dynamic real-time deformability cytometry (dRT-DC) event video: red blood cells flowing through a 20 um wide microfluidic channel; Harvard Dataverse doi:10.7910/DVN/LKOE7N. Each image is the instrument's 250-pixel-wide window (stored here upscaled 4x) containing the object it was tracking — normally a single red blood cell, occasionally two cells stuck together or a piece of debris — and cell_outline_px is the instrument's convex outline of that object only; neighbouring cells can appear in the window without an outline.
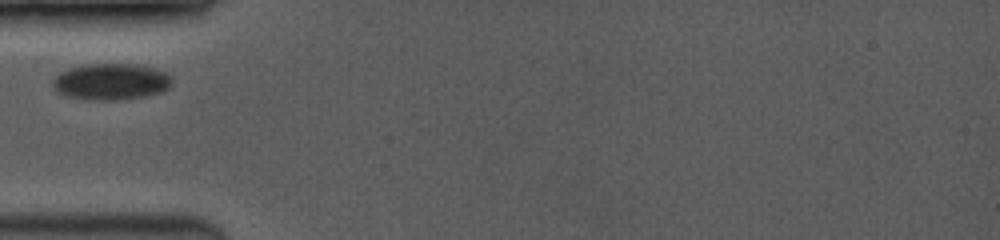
{"species": "common noctule bat (a hibernating species)", "species_latin": "Nyctalus noctula", "temperature_condition": "room temperature", "stored_images_in_passage": 22, "camera_frame_rate_fps": 3500, "um_per_image_px": 0.085, "animal": {"sex": "female", "body_mass_g": 19.0, "forearm_length_mm": 53.3}, "frame": {"image": 1, "passage_image": 1, "time_ms": 0.0, "image_size_px": [1000, 240], "cell_outline_px": [[172, 84], [168, 88], [160, 92], [144, 96], [108, 100], [100, 100], [68, 96], [56, 92], [52, 84], [52, 80], [60, 72], [68, 68], [84, 64], [132, 64], [156, 68], [164, 72], [172, 80]], "centroid_in_image_um": [9.4, 6.92], "position_along_channel_um": 75.6, "area_um2": 25.03}}
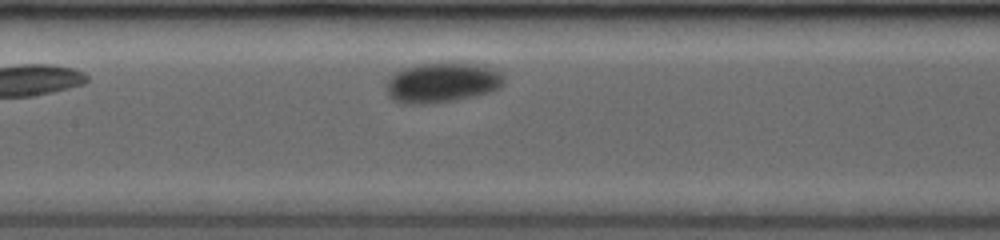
{"frame": {"image": 2, "passage_image": 10, "time_ms": 2.571, "image_size_px": [1000, 240], "cell_outline_px": [[504, 84], [500, 88], [492, 92], [476, 96], [456, 100], [432, 104], [400, 104], [392, 100], [388, 96], [388, 80], [396, 72], [404, 68], [420, 64], [444, 60], [476, 64], [492, 68], [500, 72], [504, 76]], "centroid_in_image_um": [37.62, 7.01], "position_along_channel_um": 169.8, "area_um2": 28.21}}
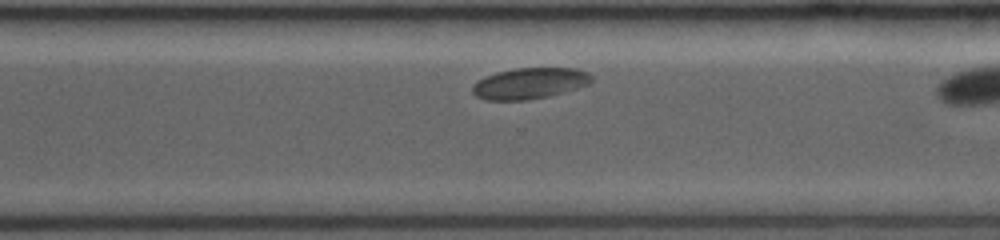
{"frame": {"image": 3, "passage_image": 21, "time_ms": 5.714, "image_size_px": [1000, 240], "cell_outline_px": [[592, 80], [588, 84], [548, 96], [524, 100], [488, 100], [476, 96], [472, 92], [472, 84], [496, 72], [516, 68], [576, 68], [588, 72], [592, 76]], "centroid_in_image_um": [45.01, 7.07], "position_along_channel_um": 325.6, "area_um2": 21.27}}